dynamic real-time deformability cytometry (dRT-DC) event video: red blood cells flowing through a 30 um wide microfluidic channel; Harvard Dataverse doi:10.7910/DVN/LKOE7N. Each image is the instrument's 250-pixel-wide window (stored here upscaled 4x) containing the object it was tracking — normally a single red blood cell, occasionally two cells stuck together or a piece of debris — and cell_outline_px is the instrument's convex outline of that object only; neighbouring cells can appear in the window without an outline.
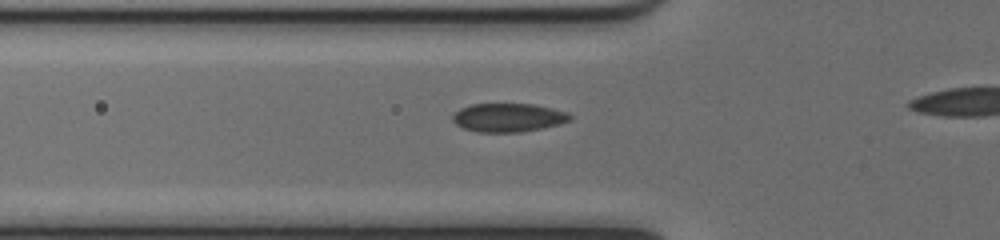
{"species": "common noctule bat (a hibernating species)", "species_latin": "Nyctalus noctula", "temperature_condition": "cold", "stored_images_in_passage": 40, "camera_frame_rate_fps": 3000, "um_per_image_px": 0.085, "animal": {"sex": "female", "body_mass_g": 17.0, "forearm_length_mm": 48.0}, "frame": {"image": 1, "passage_image": 14, "time_ms": 4.333, "image_size_px": [1000, 240], "cell_outline_px": [[572, 120], [560, 124], [520, 132], [480, 132], [464, 128], [456, 124], [452, 120], [452, 116], [460, 108], [472, 104], [532, 104], [552, 108], [568, 112], [572, 116]], "centroid_in_image_um": [43.22, 9.99], "position_along_channel_um": 82.6, "area_um2": 19.48}}
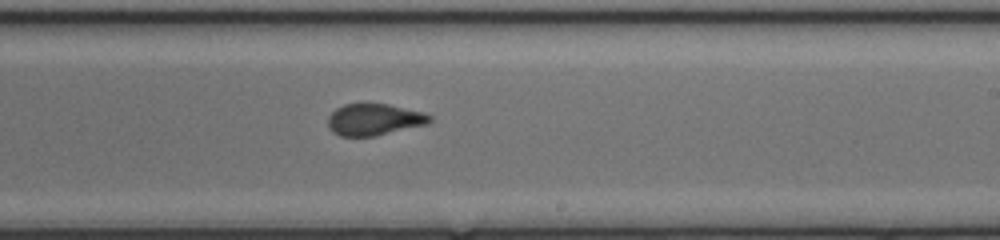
{"frame": {"image": 2, "passage_image": 27, "time_ms": 8.667, "image_size_px": [1000, 240], "cell_outline_px": [[432, 120], [428, 124], [376, 136], [340, 136], [332, 132], [328, 128], [328, 116], [336, 108], [344, 104], [388, 104], [424, 112], [432, 116]], "centroid_in_image_um": [31.81, 10.17], "position_along_channel_um": 257.2, "area_um2": 18.9}}
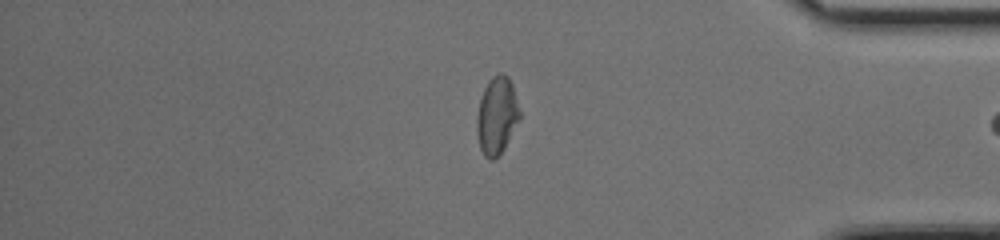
{"frame": {"image": 3, "passage_image": 39, "time_ms": 12.667, "image_size_px": [1000, 240], "cell_outline_px": [[520, 116], [504, 148], [492, 160], [488, 160], [484, 156], [480, 148], [476, 132], [476, 116], [480, 100], [484, 88], [488, 80], [492, 76], [500, 72], [508, 76], [512, 84], [520, 112]], "centroid_in_image_um": [42.2, 9.8], "position_along_channel_um": 393.0, "area_um2": 19.19}}